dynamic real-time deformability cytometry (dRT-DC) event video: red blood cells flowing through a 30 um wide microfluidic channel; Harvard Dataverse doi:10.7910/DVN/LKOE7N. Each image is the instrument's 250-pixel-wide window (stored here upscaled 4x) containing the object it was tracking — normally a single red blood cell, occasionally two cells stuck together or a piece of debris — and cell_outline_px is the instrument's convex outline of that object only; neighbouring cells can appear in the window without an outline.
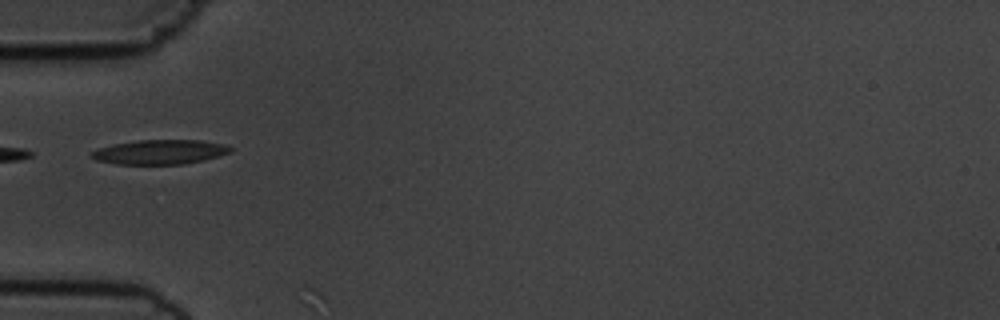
{"species": "common noctule bat (a hibernating species)", "species_latin": "Nyctalus noctula", "temperature_condition": "cold", "stored_images_in_passage": 2, "camera_frame_rate_fps": 3000, "um_per_image_px": 0.085, "animal": {"sex": "male", "body_mass_g": 19.5, "forearm_length_mm": 54.6}, "frame": {"image": 1, "passage_image": 1, "time_ms": 0.0, "image_size_px": [1000, 320], "cell_outline_px": [[232, 152], [220, 156], [204, 160], [184, 164], [116, 164], [96, 160], [92, 156], [92, 152], [100, 148], [112, 144], [140, 140], [200, 140], [224, 144], [232, 148]], "centroid_in_image_um": [13.64, 12.92], "position_along_channel_um": 71.4, "area_um2": 19.77}}